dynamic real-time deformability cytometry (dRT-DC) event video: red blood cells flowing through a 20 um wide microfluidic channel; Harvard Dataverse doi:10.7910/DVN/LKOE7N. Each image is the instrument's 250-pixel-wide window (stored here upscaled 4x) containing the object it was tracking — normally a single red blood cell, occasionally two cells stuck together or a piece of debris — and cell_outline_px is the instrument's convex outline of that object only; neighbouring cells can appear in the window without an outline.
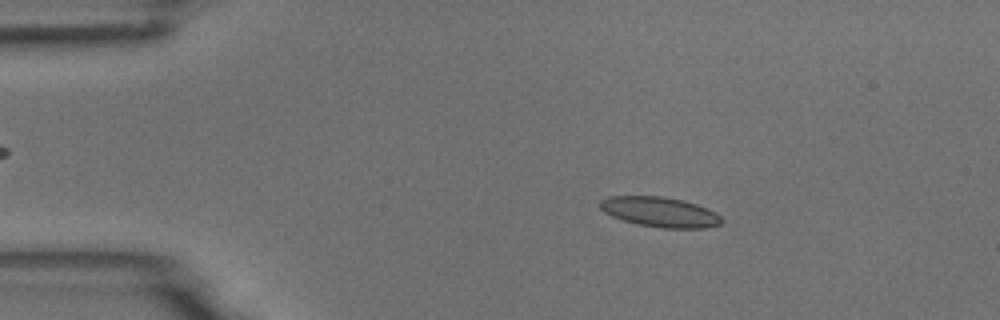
{"species": "common noctule bat (a hibernating species)", "species_latin": "Nyctalus noctula", "temperature_condition": "room temperature", "stored_images_in_passage": 48, "camera_frame_rate_fps": 3000, "um_per_image_px": 0.085, "animal": {"sex": "male", "body_mass_g": 18.8}, "frame": {"image": 1, "passage_image": 3, "time_ms": 0.667, "image_size_px": [1000, 320], "cell_outline_px": [[724, 220], [720, 224], [704, 228], [664, 228], [636, 224], [612, 216], [604, 212], [600, 208], [600, 200], [608, 196], [660, 196], [684, 200], [708, 208], [716, 212]], "centroid_in_image_um": [56.11, 18.01], "position_along_channel_um": 28.9, "area_um2": 21.33}}
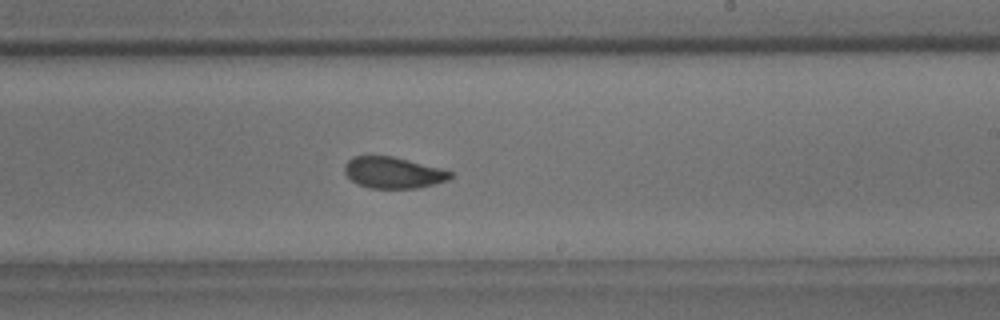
{"frame": {"image": 2, "passage_image": 26, "time_ms": 8.333, "image_size_px": [1000, 320], "cell_outline_px": [[452, 176], [448, 180], [416, 188], [368, 188], [356, 184], [344, 172], [344, 164], [352, 156], [392, 156], [440, 168], [452, 172]], "centroid_in_image_um": [33.37, 14.67], "position_along_channel_um": 255.6, "area_um2": 19.19}}
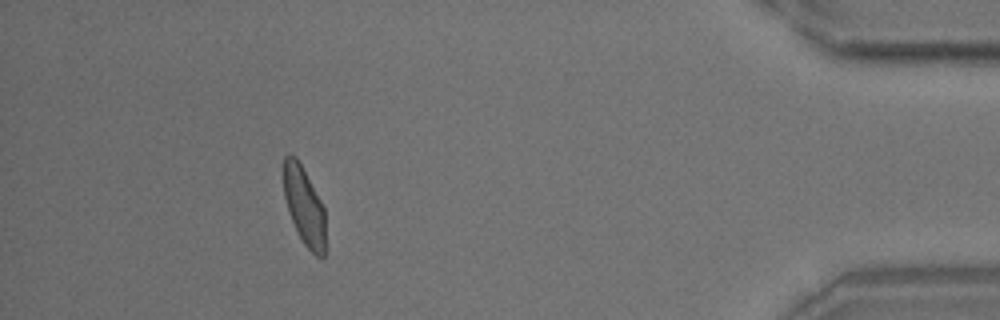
{"frame": {"image": 3, "passage_image": 43, "time_ms": 14.0, "image_size_px": [1000, 320], "cell_outline_px": [[324, 256], [316, 256], [304, 244], [288, 212], [284, 196], [284, 156], [288, 152], [296, 156], [320, 200], [324, 208]], "centroid_in_image_um": [25.83, 17.47], "position_along_channel_um": 409.4, "area_um2": 18.61}, "authors_computed_cell_mechanics": {"area_um2": 20.2878, "velocity_mm_per_s": 3.6816, "shape_relaxation_time_tau1_ms": 5.4335, "shape_relaxation_time_tau2_ms": 1.3863, "deformation_change_tau1": 0.1473, "deformation_change_tau2": 0.0603}}